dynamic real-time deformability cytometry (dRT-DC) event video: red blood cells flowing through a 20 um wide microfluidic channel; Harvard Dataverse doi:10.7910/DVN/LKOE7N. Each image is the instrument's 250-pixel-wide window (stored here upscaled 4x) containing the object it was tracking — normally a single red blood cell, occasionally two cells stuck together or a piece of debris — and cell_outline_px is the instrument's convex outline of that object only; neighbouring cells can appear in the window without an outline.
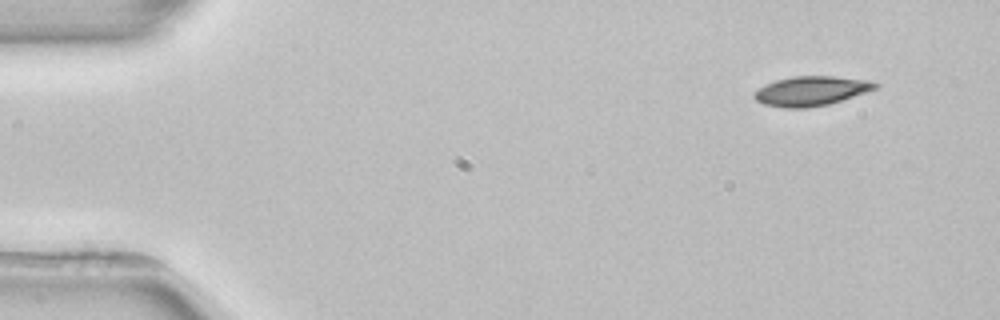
{"species": "common noctule bat (a hibernating species)", "species_latin": "Nyctalus noctula", "temperature_condition": "room temperature", "stored_images_in_passage": 3, "camera_frame_rate_fps": 3000, "um_per_image_px": 0.085, "animal": {"sex": "female", "body_mass_g": 22.7, "forearm_length_mm": 54.2}, "frame": {"image": 1, "passage_image": 1, "time_ms": 0.0, "image_size_px": [1000, 320], "cell_outline_px": [[880, 84], [876, 88], [828, 104], [804, 108], [784, 108], [764, 104], [756, 100], [752, 96], [752, 92], [776, 80], [792, 76], [832, 76], [868, 80]], "centroid_in_image_um": [68.9, 7.73], "position_along_channel_um": 16.1, "area_um2": 20.52}}